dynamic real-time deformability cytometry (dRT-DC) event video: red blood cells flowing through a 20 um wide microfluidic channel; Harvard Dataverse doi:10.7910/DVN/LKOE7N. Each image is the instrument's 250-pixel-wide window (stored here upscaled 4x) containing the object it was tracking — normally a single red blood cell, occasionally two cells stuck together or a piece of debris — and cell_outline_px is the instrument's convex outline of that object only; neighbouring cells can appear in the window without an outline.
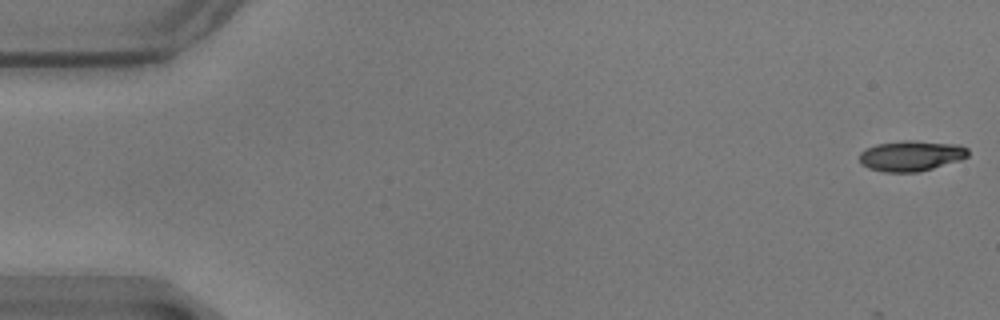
{"species": "common noctule bat (a hibernating species)", "species_latin": "Nyctalus noctula", "temperature_condition": "warm", "stored_images_in_passage": 7, "camera_frame_rate_fps": 3000, "um_per_image_px": 0.085, "animal": {"sex": "male", "body_mass_g": 17.9}, "frame": {"image": 1, "passage_image": 1, "time_ms": 0.0, "image_size_px": [1000, 320], "cell_outline_px": [[968, 156], [960, 160], [920, 172], [884, 172], [868, 168], [860, 164], [860, 152], [864, 148], [876, 144], [904, 140], [912, 140], [960, 144], [968, 148]], "centroid_in_image_um": [77.44, 13.24], "position_along_channel_um": 7.6, "area_um2": 19.59}}